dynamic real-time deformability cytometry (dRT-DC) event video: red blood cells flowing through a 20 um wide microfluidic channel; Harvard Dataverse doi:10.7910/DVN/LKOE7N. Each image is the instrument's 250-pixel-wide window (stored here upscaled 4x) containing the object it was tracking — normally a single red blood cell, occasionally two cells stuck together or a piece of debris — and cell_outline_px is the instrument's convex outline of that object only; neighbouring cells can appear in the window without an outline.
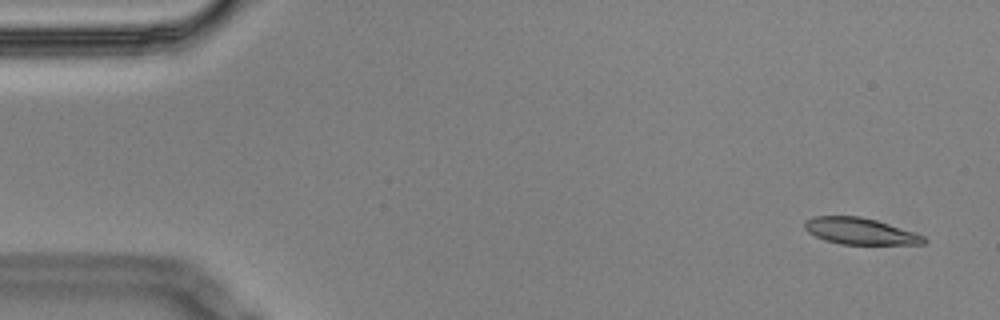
{"species": "Egyptian fruit bat (a non-hibernating species)", "species_latin": "Rousettus aegyptiacus", "temperature_condition": "cold", "stored_images_in_passage": 6, "camera_frame_rate_fps": 3000, "um_per_image_px": 0.085, "animal": {"sex": "male"}, "frame": {"image": 1, "passage_image": 1, "time_ms": 0.0, "image_size_px": [1000, 320], "cell_outline_px": [[928, 240], [924, 244], [840, 244], [824, 240], [808, 232], [804, 228], [804, 220], [812, 216], [860, 216], [876, 220], [924, 236]], "centroid_in_image_um": [73.06, 19.64], "position_along_channel_um": 11.9, "area_um2": 18.32}}